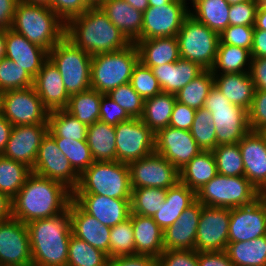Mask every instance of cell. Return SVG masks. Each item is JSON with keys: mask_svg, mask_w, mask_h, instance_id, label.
<instances>
[{"mask_svg": "<svg viewBox=\"0 0 266 266\" xmlns=\"http://www.w3.org/2000/svg\"><path fill=\"white\" fill-rule=\"evenodd\" d=\"M3 94H4V90L0 87V113H1L2 102H3Z\"/></svg>", "mask_w": 266, "mask_h": 266, "instance_id": "cell-74", "label": "cell"}, {"mask_svg": "<svg viewBox=\"0 0 266 266\" xmlns=\"http://www.w3.org/2000/svg\"><path fill=\"white\" fill-rule=\"evenodd\" d=\"M10 28L49 52L65 37L66 23L47 5L19 1Z\"/></svg>", "mask_w": 266, "mask_h": 266, "instance_id": "cell-4", "label": "cell"}, {"mask_svg": "<svg viewBox=\"0 0 266 266\" xmlns=\"http://www.w3.org/2000/svg\"><path fill=\"white\" fill-rule=\"evenodd\" d=\"M189 13L219 35L229 26L230 5L226 0H194Z\"/></svg>", "mask_w": 266, "mask_h": 266, "instance_id": "cell-34", "label": "cell"}, {"mask_svg": "<svg viewBox=\"0 0 266 266\" xmlns=\"http://www.w3.org/2000/svg\"><path fill=\"white\" fill-rule=\"evenodd\" d=\"M249 127L251 131L266 130V91L255 90L254 98L248 110Z\"/></svg>", "mask_w": 266, "mask_h": 266, "instance_id": "cell-53", "label": "cell"}, {"mask_svg": "<svg viewBox=\"0 0 266 266\" xmlns=\"http://www.w3.org/2000/svg\"><path fill=\"white\" fill-rule=\"evenodd\" d=\"M73 192L64 184L31 173L12 199V217L27 224L68 209Z\"/></svg>", "mask_w": 266, "mask_h": 266, "instance_id": "cell-1", "label": "cell"}, {"mask_svg": "<svg viewBox=\"0 0 266 266\" xmlns=\"http://www.w3.org/2000/svg\"><path fill=\"white\" fill-rule=\"evenodd\" d=\"M102 95L94 89L71 95L65 110L81 123L90 126L99 121Z\"/></svg>", "mask_w": 266, "mask_h": 266, "instance_id": "cell-39", "label": "cell"}, {"mask_svg": "<svg viewBox=\"0 0 266 266\" xmlns=\"http://www.w3.org/2000/svg\"><path fill=\"white\" fill-rule=\"evenodd\" d=\"M196 196L202 205L233 209L252 204L260 193L245 176L229 177L218 173L196 192Z\"/></svg>", "mask_w": 266, "mask_h": 266, "instance_id": "cell-9", "label": "cell"}, {"mask_svg": "<svg viewBox=\"0 0 266 266\" xmlns=\"http://www.w3.org/2000/svg\"><path fill=\"white\" fill-rule=\"evenodd\" d=\"M106 266H158L157 258L148 255L109 257Z\"/></svg>", "mask_w": 266, "mask_h": 266, "instance_id": "cell-59", "label": "cell"}, {"mask_svg": "<svg viewBox=\"0 0 266 266\" xmlns=\"http://www.w3.org/2000/svg\"><path fill=\"white\" fill-rule=\"evenodd\" d=\"M90 7L86 0H50V9L65 23L80 16Z\"/></svg>", "mask_w": 266, "mask_h": 266, "instance_id": "cell-56", "label": "cell"}, {"mask_svg": "<svg viewBox=\"0 0 266 266\" xmlns=\"http://www.w3.org/2000/svg\"><path fill=\"white\" fill-rule=\"evenodd\" d=\"M6 53V29H0V60L5 58Z\"/></svg>", "mask_w": 266, "mask_h": 266, "instance_id": "cell-68", "label": "cell"}, {"mask_svg": "<svg viewBox=\"0 0 266 266\" xmlns=\"http://www.w3.org/2000/svg\"><path fill=\"white\" fill-rule=\"evenodd\" d=\"M131 117L114 100L106 94L102 95L100 102L99 121L116 126L121 122L130 120Z\"/></svg>", "mask_w": 266, "mask_h": 266, "instance_id": "cell-57", "label": "cell"}, {"mask_svg": "<svg viewBox=\"0 0 266 266\" xmlns=\"http://www.w3.org/2000/svg\"><path fill=\"white\" fill-rule=\"evenodd\" d=\"M171 0H148L149 6H162L168 4Z\"/></svg>", "mask_w": 266, "mask_h": 266, "instance_id": "cell-70", "label": "cell"}, {"mask_svg": "<svg viewBox=\"0 0 266 266\" xmlns=\"http://www.w3.org/2000/svg\"><path fill=\"white\" fill-rule=\"evenodd\" d=\"M204 107L212 114L216 128V147L223 144L239 143L250 131L248 111L232 104L214 85Z\"/></svg>", "mask_w": 266, "mask_h": 266, "instance_id": "cell-8", "label": "cell"}, {"mask_svg": "<svg viewBox=\"0 0 266 266\" xmlns=\"http://www.w3.org/2000/svg\"><path fill=\"white\" fill-rule=\"evenodd\" d=\"M246 1H250V0H226V2H227L229 5L238 4V3H243V2H246Z\"/></svg>", "mask_w": 266, "mask_h": 266, "instance_id": "cell-72", "label": "cell"}, {"mask_svg": "<svg viewBox=\"0 0 266 266\" xmlns=\"http://www.w3.org/2000/svg\"><path fill=\"white\" fill-rule=\"evenodd\" d=\"M65 37L92 57L126 48L131 42L100 6H91L66 23Z\"/></svg>", "mask_w": 266, "mask_h": 266, "instance_id": "cell-2", "label": "cell"}, {"mask_svg": "<svg viewBox=\"0 0 266 266\" xmlns=\"http://www.w3.org/2000/svg\"><path fill=\"white\" fill-rule=\"evenodd\" d=\"M88 126L64 110L49 112L48 133L53 138L87 141Z\"/></svg>", "mask_w": 266, "mask_h": 266, "instance_id": "cell-40", "label": "cell"}, {"mask_svg": "<svg viewBox=\"0 0 266 266\" xmlns=\"http://www.w3.org/2000/svg\"><path fill=\"white\" fill-rule=\"evenodd\" d=\"M252 58L266 57V30L254 29Z\"/></svg>", "mask_w": 266, "mask_h": 266, "instance_id": "cell-63", "label": "cell"}, {"mask_svg": "<svg viewBox=\"0 0 266 266\" xmlns=\"http://www.w3.org/2000/svg\"><path fill=\"white\" fill-rule=\"evenodd\" d=\"M184 0H171L162 6H149L143 12L141 36L134 42L158 37L176 36L183 20L190 14Z\"/></svg>", "mask_w": 266, "mask_h": 266, "instance_id": "cell-13", "label": "cell"}, {"mask_svg": "<svg viewBox=\"0 0 266 266\" xmlns=\"http://www.w3.org/2000/svg\"><path fill=\"white\" fill-rule=\"evenodd\" d=\"M258 5H261L262 7L266 8V0H256Z\"/></svg>", "mask_w": 266, "mask_h": 266, "instance_id": "cell-76", "label": "cell"}, {"mask_svg": "<svg viewBox=\"0 0 266 266\" xmlns=\"http://www.w3.org/2000/svg\"><path fill=\"white\" fill-rule=\"evenodd\" d=\"M109 237V257H120L135 254L132 213L126 221L111 227Z\"/></svg>", "mask_w": 266, "mask_h": 266, "instance_id": "cell-48", "label": "cell"}, {"mask_svg": "<svg viewBox=\"0 0 266 266\" xmlns=\"http://www.w3.org/2000/svg\"><path fill=\"white\" fill-rule=\"evenodd\" d=\"M34 79L19 65L8 58L0 60V87L4 90L33 86Z\"/></svg>", "mask_w": 266, "mask_h": 266, "instance_id": "cell-49", "label": "cell"}, {"mask_svg": "<svg viewBox=\"0 0 266 266\" xmlns=\"http://www.w3.org/2000/svg\"><path fill=\"white\" fill-rule=\"evenodd\" d=\"M12 217V199L0 192V222Z\"/></svg>", "mask_w": 266, "mask_h": 266, "instance_id": "cell-65", "label": "cell"}, {"mask_svg": "<svg viewBox=\"0 0 266 266\" xmlns=\"http://www.w3.org/2000/svg\"><path fill=\"white\" fill-rule=\"evenodd\" d=\"M31 173L26 164L0 155V192L13 199Z\"/></svg>", "mask_w": 266, "mask_h": 266, "instance_id": "cell-41", "label": "cell"}, {"mask_svg": "<svg viewBox=\"0 0 266 266\" xmlns=\"http://www.w3.org/2000/svg\"><path fill=\"white\" fill-rule=\"evenodd\" d=\"M130 84L144 100L163 92L152 69L141 61L134 66Z\"/></svg>", "mask_w": 266, "mask_h": 266, "instance_id": "cell-51", "label": "cell"}, {"mask_svg": "<svg viewBox=\"0 0 266 266\" xmlns=\"http://www.w3.org/2000/svg\"><path fill=\"white\" fill-rule=\"evenodd\" d=\"M197 200L196 192L180 181L167 189L165 201L161 203L159 211L152 217L164 231L176 220L182 212Z\"/></svg>", "mask_w": 266, "mask_h": 266, "instance_id": "cell-28", "label": "cell"}, {"mask_svg": "<svg viewBox=\"0 0 266 266\" xmlns=\"http://www.w3.org/2000/svg\"><path fill=\"white\" fill-rule=\"evenodd\" d=\"M19 1L29 4L47 5L50 8V0H19Z\"/></svg>", "mask_w": 266, "mask_h": 266, "instance_id": "cell-69", "label": "cell"}, {"mask_svg": "<svg viewBox=\"0 0 266 266\" xmlns=\"http://www.w3.org/2000/svg\"><path fill=\"white\" fill-rule=\"evenodd\" d=\"M136 46L139 51V61L150 68L180 59L176 36L139 40Z\"/></svg>", "mask_w": 266, "mask_h": 266, "instance_id": "cell-32", "label": "cell"}, {"mask_svg": "<svg viewBox=\"0 0 266 266\" xmlns=\"http://www.w3.org/2000/svg\"><path fill=\"white\" fill-rule=\"evenodd\" d=\"M41 177L64 184L72 192L77 188L80 175L58 148L55 139L47 132L38 149L35 164L31 169Z\"/></svg>", "mask_w": 266, "mask_h": 266, "instance_id": "cell-14", "label": "cell"}, {"mask_svg": "<svg viewBox=\"0 0 266 266\" xmlns=\"http://www.w3.org/2000/svg\"><path fill=\"white\" fill-rule=\"evenodd\" d=\"M136 10L144 12L148 7V0H124Z\"/></svg>", "mask_w": 266, "mask_h": 266, "instance_id": "cell-67", "label": "cell"}, {"mask_svg": "<svg viewBox=\"0 0 266 266\" xmlns=\"http://www.w3.org/2000/svg\"><path fill=\"white\" fill-rule=\"evenodd\" d=\"M158 266H199L198 252L190 250H164L157 258Z\"/></svg>", "mask_w": 266, "mask_h": 266, "instance_id": "cell-55", "label": "cell"}, {"mask_svg": "<svg viewBox=\"0 0 266 266\" xmlns=\"http://www.w3.org/2000/svg\"><path fill=\"white\" fill-rule=\"evenodd\" d=\"M128 164L119 161H94L79 177L73 194H99L110 198L131 199Z\"/></svg>", "mask_w": 266, "mask_h": 266, "instance_id": "cell-5", "label": "cell"}, {"mask_svg": "<svg viewBox=\"0 0 266 266\" xmlns=\"http://www.w3.org/2000/svg\"><path fill=\"white\" fill-rule=\"evenodd\" d=\"M86 140L94 161H116L114 126L97 121L88 126Z\"/></svg>", "mask_w": 266, "mask_h": 266, "instance_id": "cell-35", "label": "cell"}, {"mask_svg": "<svg viewBox=\"0 0 266 266\" xmlns=\"http://www.w3.org/2000/svg\"><path fill=\"white\" fill-rule=\"evenodd\" d=\"M266 235V204L261 197L252 204L230 209L228 241H249Z\"/></svg>", "mask_w": 266, "mask_h": 266, "instance_id": "cell-18", "label": "cell"}, {"mask_svg": "<svg viewBox=\"0 0 266 266\" xmlns=\"http://www.w3.org/2000/svg\"><path fill=\"white\" fill-rule=\"evenodd\" d=\"M212 119L211 112L205 107L195 112L190 132L202 151H212L216 148V128Z\"/></svg>", "mask_w": 266, "mask_h": 266, "instance_id": "cell-47", "label": "cell"}, {"mask_svg": "<svg viewBox=\"0 0 266 266\" xmlns=\"http://www.w3.org/2000/svg\"><path fill=\"white\" fill-rule=\"evenodd\" d=\"M251 51L234 45L218 44L217 56L211 71L213 74L249 72Z\"/></svg>", "mask_w": 266, "mask_h": 266, "instance_id": "cell-38", "label": "cell"}, {"mask_svg": "<svg viewBox=\"0 0 266 266\" xmlns=\"http://www.w3.org/2000/svg\"><path fill=\"white\" fill-rule=\"evenodd\" d=\"M100 7L131 43L141 36L143 12L124 0H105Z\"/></svg>", "mask_w": 266, "mask_h": 266, "instance_id": "cell-29", "label": "cell"}, {"mask_svg": "<svg viewBox=\"0 0 266 266\" xmlns=\"http://www.w3.org/2000/svg\"><path fill=\"white\" fill-rule=\"evenodd\" d=\"M260 197L262 198V200L266 204V190H263L262 192H260Z\"/></svg>", "mask_w": 266, "mask_h": 266, "instance_id": "cell-75", "label": "cell"}, {"mask_svg": "<svg viewBox=\"0 0 266 266\" xmlns=\"http://www.w3.org/2000/svg\"><path fill=\"white\" fill-rule=\"evenodd\" d=\"M32 264L34 266H67L71 229L70 210L52 217L27 223Z\"/></svg>", "mask_w": 266, "mask_h": 266, "instance_id": "cell-3", "label": "cell"}, {"mask_svg": "<svg viewBox=\"0 0 266 266\" xmlns=\"http://www.w3.org/2000/svg\"><path fill=\"white\" fill-rule=\"evenodd\" d=\"M254 26L229 25L220 35L219 44L252 49Z\"/></svg>", "mask_w": 266, "mask_h": 266, "instance_id": "cell-52", "label": "cell"}, {"mask_svg": "<svg viewBox=\"0 0 266 266\" xmlns=\"http://www.w3.org/2000/svg\"><path fill=\"white\" fill-rule=\"evenodd\" d=\"M47 132L48 124L13 126L2 155L32 169L41 141Z\"/></svg>", "mask_w": 266, "mask_h": 266, "instance_id": "cell-20", "label": "cell"}, {"mask_svg": "<svg viewBox=\"0 0 266 266\" xmlns=\"http://www.w3.org/2000/svg\"><path fill=\"white\" fill-rule=\"evenodd\" d=\"M106 95L123 108L131 118L142 117L144 99L134 90L130 82L110 90Z\"/></svg>", "mask_w": 266, "mask_h": 266, "instance_id": "cell-50", "label": "cell"}, {"mask_svg": "<svg viewBox=\"0 0 266 266\" xmlns=\"http://www.w3.org/2000/svg\"><path fill=\"white\" fill-rule=\"evenodd\" d=\"M90 6H100L105 0H86Z\"/></svg>", "mask_w": 266, "mask_h": 266, "instance_id": "cell-71", "label": "cell"}, {"mask_svg": "<svg viewBox=\"0 0 266 266\" xmlns=\"http://www.w3.org/2000/svg\"><path fill=\"white\" fill-rule=\"evenodd\" d=\"M180 58L199 64L205 70L214 66L219 34L188 15L176 35Z\"/></svg>", "mask_w": 266, "mask_h": 266, "instance_id": "cell-10", "label": "cell"}, {"mask_svg": "<svg viewBox=\"0 0 266 266\" xmlns=\"http://www.w3.org/2000/svg\"><path fill=\"white\" fill-rule=\"evenodd\" d=\"M151 69L162 91L172 94H176L205 70L199 64L182 58Z\"/></svg>", "mask_w": 266, "mask_h": 266, "instance_id": "cell-27", "label": "cell"}, {"mask_svg": "<svg viewBox=\"0 0 266 266\" xmlns=\"http://www.w3.org/2000/svg\"><path fill=\"white\" fill-rule=\"evenodd\" d=\"M199 266H234L225 251L198 252Z\"/></svg>", "mask_w": 266, "mask_h": 266, "instance_id": "cell-61", "label": "cell"}, {"mask_svg": "<svg viewBox=\"0 0 266 266\" xmlns=\"http://www.w3.org/2000/svg\"><path fill=\"white\" fill-rule=\"evenodd\" d=\"M196 110L186 104L176 101L169 126L177 129L190 131Z\"/></svg>", "mask_w": 266, "mask_h": 266, "instance_id": "cell-58", "label": "cell"}, {"mask_svg": "<svg viewBox=\"0 0 266 266\" xmlns=\"http://www.w3.org/2000/svg\"><path fill=\"white\" fill-rule=\"evenodd\" d=\"M13 126L48 124L49 111L33 86L4 91L1 113Z\"/></svg>", "mask_w": 266, "mask_h": 266, "instance_id": "cell-12", "label": "cell"}, {"mask_svg": "<svg viewBox=\"0 0 266 266\" xmlns=\"http://www.w3.org/2000/svg\"><path fill=\"white\" fill-rule=\"evenodd\" d=\"M202 149L188 130L170 126L155 134V153L163 156L178 170L189 163Z\"/></svg>", "mask_w": 266, "mask_h": 266, "instance_id": "cell-17", "label": "cell"}, {"mask_svg": "<svg viewBox=\"0 0 266 266\" xmlns=\"http://www.w3.org/2000/svg\"><path fill=\"white\" fill-rule=\"evenodd\" d=\"M139 61L135 43L124 49L99 54L91 61V89L107 94L110 90L130 82L134 66Z\"/></svg>", "mask_w": 266, "mask_h": 266, "instance_id": "cell-6", "label": "cell"}, {"mask_svg": "<svg viewBox=\"0 0 266 266\" xmlns=\"http://www.w3.org/2000/svg\"><path fill=\"white\" fill-rule=\"evenodd\" d=\"M13 125L0 114V155L3 154L6 143L10 138Z\"/></svg>", "mask_w": 266, "mask_h": 266, "instance_id": "cell-64", "label": "cell"}, {"mask_svg": "<svg viewBox=\"0 0 266 266\" xmlns=\"http://www.w3.org/2000/svg\"><path fill=\"white\" fill-rule=\"evenodd\" d=\"M49 52L11 28L6 29L5 57L23 68L33 79L48 60Z\"/></svg>", "mask_w": 266, "mask_h": 266, "instance_id": "cell-23", "label": "cell"}, {"mask_svg": "<svg viewBox=\"0 0 266 266\" xmlns=\"http://www.w3.org/2000/svg\"><path fill=\"white\" fill-rule=\"evenodd\" d=\"M225 252L234 266H266V235L249 241L228 242Z\"/></svg>", "mask_w": 266, "mask_h": 266, "instance_id": "cell-37", "label": "cell"}, {"mask_svg": "<svg viewBox=\"0 0 266 266\" xmlns=\"http://www.w3.org/2000/svg\"><path fill=\"white\" fill-rule=\"evenodd\" d=\"M54 139L60 151L79 175L94 163L87 141L66 138Z\"/></svg>", "mask_w": 266, "mask_h": 266, "instance_id": "cell-46", "label": "cell"}, {"mask_svg": "<svg viewBox=\"0 0 266 266\" xmlns=\"http://www.w3.org/2000/svg\"><path fill=\"white\" fill-rule=\"evenodd\" d=\"M135 254L158 258L164 251L163 230L152 217L132 214Z\"/></svg>", "mask_w": 266, "mask_h": 266, "instance_id": "cell-30", "label": "cell"}, {"mask_svg": "<svg viewBox=\"0 0 266 266\" xmlns=\"http://www.w3.org/2000/svg\"><path fill=\"white\" fill-rule=\"evenodd\" d=\"M176 103L175 94L161 92L144 100V109L140 118L155 134L169 126L171 114Z\"/></svg>", "mask_w": 266, "mask_h": 266, "instance_id": "cell-36", "label": "cell"}, {"mask_svg": "<svg viewBox=\"0 0 266 266\" xmlns=\"http://www.w3.org/2000/svg\"><path fill=\"white\" fill-rule=\"evenodd\" d=\"M214 86V76L211 70H204L176 94V101L198 110L204 107L205 100Z\"/></svg>", "mask_w": 266, "mask_h": 266, "instance_id": "cell-42", "label": "cell"}, {"mask_svg": "<svg viewBox=\"0 0 266 266\" xmlns=\"http://www.w3.org/2000/svg\"><path fill=\"white\" fill-rule=\"evenodd\" d=\"M238 144L244 163V176L259 193L266 190V135L250 130Z\"/></svg>", "mask_w": 266, "mask_h": 266, "instance_id": "cell-21", "label": "cell"}, {"mask_svg": "<svg viewBox=\"0 0 266 266\" xmlns=\"http://www.w3.org/2000/svg\"><path fill=\"white\" fill-rule=\"evenodd\" d=\"M48 59L60 72L69 96L91 89L92 56L68 38L64 37L49 51Z\"/></svg>", "mask_w": 266, "mask_h": 266, "instance_id": "cell-7", "label": "cell"}, {"mask_svg": "<svg viewBox=\"0 0 266 266\" xmlns=\"http://www.w3.org/2000/svg\"><path fill=\"white\" fill-rule=\"evenodd\" d=\"M114 128L116 161L130 164L155 153V133L140 118H131Z\"/></svg>", "mask_w": 266, "mask_h": 266, "instance_id": "cell-11", "label": "cell"}, {"mask_svg": "<svg viewBox=\"0 0 266 266\" xmlns=\"http://www.w3.org/2000/svg\"><path fill=\"white\" fill-rule=\"evenodd\" d=\"M214 85L234 105L249 110L254 98L255 86L249 72L213 74Z\"/></svg>", "mask_w": 266, "mask_h": 266, "instance_id": "cell-31", "label": "cell"}, {"mask_svg": "<svg viewBox=\"0 0 266 266\" xmlns=\"http://www.w3.org/2000/svg\"><path fill=\"white\" fill-rule=\"evenodd\" d=\"M108 255L86 241L70 237L67 266H106Z\"/></svg>", "mask_w": 266, "mask_h": 266, "instance_id": "cell-43", "label": "cell"}, {"mask_svg": "<svg viewBox=\"0 0 266 266\" xmlns=\"http://www.w3.org/2000/svg\"><path fill=\"white\" fill-rule=\"evenodd\" d=\"M254 29L266 30V8L258 5Z\"/></svg>", "mask_w": 266, "mask_h": 266, "instance_id": "cell-66", "label": "cell"}, {"mask_svg": "<svg viewBox=\"0 0 266 266\" xmlns=\"http://www.w3.org/2000/svg\"><path fill=\"white\" fill-rule=\"evenodd\" d=\"M19 0H0V29L10 28Z\"/></svg>", "mask_w": 266, "mask_h": 266, "instance_id": "cell-62", "label": "cell"}, {"mask_svg": "<svg viewBox=\"0 0 266 266\" xmlns=\"http://www.w3.org/2000/svg\"><path fill=\"white\" fill-rule=\"evenodd\" d=\"M179 174L181 183L195 192L199 191L218 174L212 151H201L179 170Z\"/></svg>", "mask_w": 266, "mask_h": 266, "instance_id": "cell-33", "label": "cell"}, {"mask_svg": "<svg viewBox=\"0 0 266 266\" xmlns=\"http://www.w3.org/2000/svg\"><path fill=\"white\" fill-rule=\"evenodd\" d=\"M68 209L71 213L72 234L103 251L109 257L111 227L103 225L95 217L86 213L73 199Z\"/></svg>", "mask_w": 266, "mask_h": 266, "instance_id": "cell-26", "label": "cell"}, {"mask_svg": "<svg viewBox=\"0 0 266 266\" xmlns=\"http://www.w3.org/2000/svg\"><path fill=\"white\" fill-rule=\"evenodd\" d=\"M0 266H34L32 263H25V264H3Z\"/></svg>", "mask_w": 266, "mask_h": 266, "instance_id": "cell-73", "label": "cell"}, {"mask_svg": "<svg viewBox=\"0 0 266 266\" xmlns=\"http://www.w3.org/2000/svg\"><path fill=\"white\" fill-rule=\"evenodd\" d=\"M249 73L255 90L266 91V57L252 58Z\"/></svg>", "mask_w": 266, "mask_h": 266, "instance_id": "cell-60", "label": "cell"}, {"mask_svg": "<svg viewBox=\"0 0 266 266\" xmlns=\"http://www.w3.org/2000/svg\"><path fill=\"white\" fill-rule=\"evenodd\" d=\"M73 200L103 225L113 227L131 214V199H117L99 194H73Z\"/></svg>", "mask_w": 266, "mask_h": 266, "instance_id": "cell-22", "label": "cell"}, {"mask_svg": "<svg viewBox=\"0 0 266 266\" xmlns=\"http://www.w3.org/2000/svg\"><path fill=\"white\" fill-rule=\"evenodd\" d=\"M230 209L202 205L195 250L197 252L225 251L228 244Z\"/></svg>", "mask_w": 266, "mask_h": 266, "instance_id": "cell-16", "label": "cell"}, {"mask_svg": "<svg viewBox=\"0 0 266 266\" xmlns=\"http://www.w3.org/2000/svg\"><path fill=\"white\" fill-rule=\"evenodd\" d=\"M131 188L169 189L180 181L179 170L163 156L153 153L128 164Z\"/></svg>", "mask_w": 266, "mask_h": 266, "instance_id": "cell-15", "label": "cell"}, {"mask_svg": "<svg viewBox=\"0 0 266 266\" xmlns=\"http://www.w3.org/2000/svg\"><path fill=\"white\" fill-rule=\"evenodd\" d=\"M167 189L144 187L132 189L131 213L146 217H153L159 211L161 203L165 201Z\"/></svg>", "mask_w": 266, "mask_h": 266, "instance_id": "cell-44", "label": "cell"}, {"mask_svg": "<svg viewBox=\"0 0 266 266\" xmlns=\"http://www.w3.org/2000/svg\"><path fill=\"white\" fill-rule=\"evenodd\" d=\"M212 153L219 174L229 177L244 176V163L238 143L218 145Z\"/></svg>", "mask_w": 266, "mask_h": 266, "instance_id": "cell-45", "label": "cell"}, {"mask_svg": "<svg viewBox=\"0 0 266 266\" xmlns=\"http://www.w3.org/2000/svg\"><path fill=\"white\" fill-rule=\"evenodd\" d=\"M257 8L256 0L230 5L229 25L254 26Z\"/></svg>", "mask_w": 266, "mask_h": 266, "instance_id": "cell-54", "label": "cell"}, {"mask_svg": "<svg viewBox=\"0 0 266 266\" xmlns=\"http://www.w3.org/2000/svg\"><path fill=\"white\" fill-rule=\"evenodd\" d=\"M32 263L27 224L11 217L0 222V265Z\"/></svg>", "mask_w": 266, "mask_h": 266, "instance_id": "cell-19", "label": "cell"}, {"mask_svg": "<svg viewBox=\"0 0 266 266\" xmlns=\"http://www.w3.org/2000/svg\"><path fill=\"white\" fill-rule=\"evenodd\" d=\"M202 204L196 200L186 208L178 220L163 231L164 250L195 249Z\"/></svg>", "mask_w": 266, "mask_h": 266, "instance_id": "cell-24", "label": "cell"}, {"mask_svg": "<svg viewBox=\"0 0 266 266\" xmlns=\"http://www.w3.org/2000/svg\"><path fill=\"white\" fill-rule=\"evenodd\" d=\"M33 87L49 112L66 109L70 96L60 72L49 59L35 76Z\"/></svg>", "mask_w": 266, "mask_h": 266, "instance_id": "cell-25", "label": "cell"}]
</instances>
